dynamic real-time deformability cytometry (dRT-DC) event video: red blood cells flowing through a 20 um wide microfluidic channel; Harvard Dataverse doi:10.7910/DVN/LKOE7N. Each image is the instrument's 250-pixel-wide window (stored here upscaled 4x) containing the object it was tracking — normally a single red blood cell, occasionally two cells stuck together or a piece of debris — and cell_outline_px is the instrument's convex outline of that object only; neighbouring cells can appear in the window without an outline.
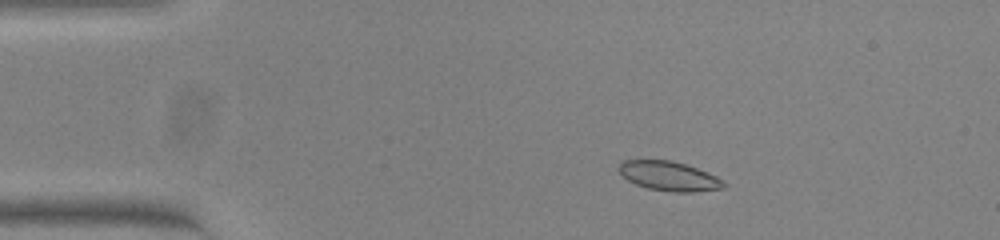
{"species": "common noctule bat (a hibernating species)", "species_latin": "Nyctalus noctula", "temperature_condition": "warm", "stored_images_in_passage": 52, "camera_frame_rate_fps": 3000, "um_per_image_px": 0.085, "animal": {"sex": "female", "body_mass_g": 23.0, "forearm_length_mm": 53.4}, "frame": {"image": 1, "passage_image": 8, "time_ms": 2.333, "image_size_px": [1000, 240], "cell_outline_px": [[728, 184], [724, 188], [692, 192], [672, 192], [648, 188], [636, 184], [628, 180], [620, 172], [620, 164], [624, 160], [672, 160], [708, 172], [724, 180]], "centroid_in_image_um": [56.93, 14.97], "position_along_channel_um": 28.1, "area_um2": 17.86}}
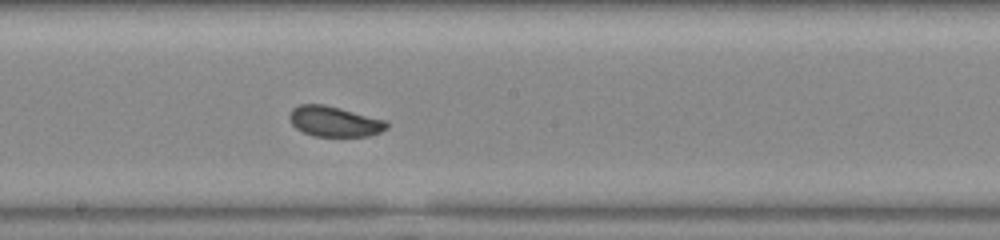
{"frame": {"image": 2, "passage_image": 28, "time_ms": 9.0, "image_size_px": [1000, 240], "cell_outline_px": [[388, 128], [380, 132], [368, 136], [316, 136], [304, 132], [296, 128], [292, 124], [288, 116], [292, 108], [300, 104], [324, 104], [340, 108], [384, 120], [388, 124]], "centroid_in_image_um": [28.39, 10.32], "position_along_channel_um": 219.8, "area_um2": 17.05}}
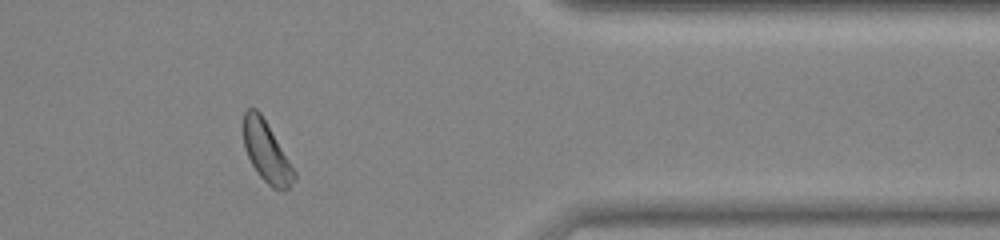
{"frame": {"image": 3, "passage_image": 43, "time_ms": 14.0, "image_size_px": [1000, 240], "cell_outline_px": [[296, 180], [284, 192], [280, 192], [272, 188], [260, 176], [252, 164], [244, 148], [244, 112], [248, 108], [256, 108], [260, 112], [296, 172]], "centroid_in_image_um": [22.67, 12.95], "position_along_channel_um": 388.7, "area_um2": 17.74}, "authors_computed_cell_mechanics": {"area_um2": 17.7446, "velocity_mm_per_s": 3.7967, "shape_relaxation_time_tau1_ms": 5.6722, "shape_relaxation_time_tau2_ms": null, "deformation_change_tau1": 0.1063, "deformation_change_tau2": null}}